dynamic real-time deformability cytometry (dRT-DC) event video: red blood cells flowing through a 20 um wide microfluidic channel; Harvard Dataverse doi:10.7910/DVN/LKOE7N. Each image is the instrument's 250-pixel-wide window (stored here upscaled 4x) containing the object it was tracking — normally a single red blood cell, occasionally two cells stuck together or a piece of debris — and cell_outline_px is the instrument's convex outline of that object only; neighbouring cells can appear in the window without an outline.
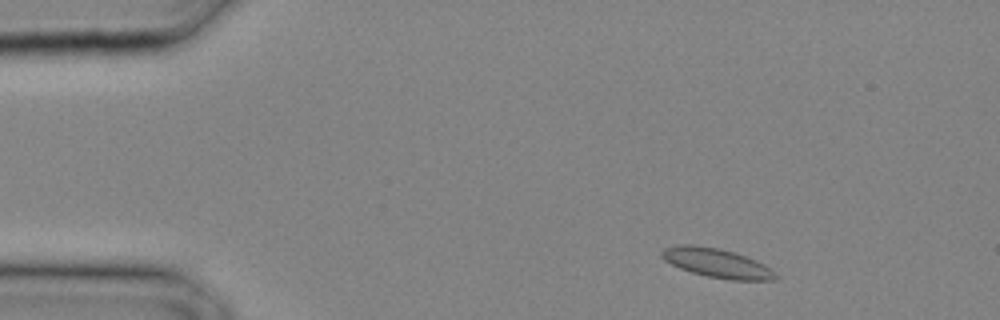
{"species": "common noctule bat (a hibernating species)", "species_latin": "Nyctalus noctula", "temperature_condition": "cold", "stored_images_in_passage": 27, "camera_frame_rate_fps": 3000, "um_per_image_px": 0.085, "animal": {"sex": "male", "body_mass_g": 20.4}, "frame": {"image": 1, "passage_image": 2, "time_ms": 0.333, "image_size_px": [1000, 320], "cell_outline_px": [[776, 280], [732, 280], [708, 276], [692, 272], [680, 268], [664, 260], [660, 256], [660, 252], [664, 248], [676, 244], [692, 244], [720, 248], [736, 252], [756, 260], [764, 264], [776, 272]], "centroid_in_image_um": [60.92, 22.33], "position_along_channel_um": 24.1, "area_um2": 19.48}}
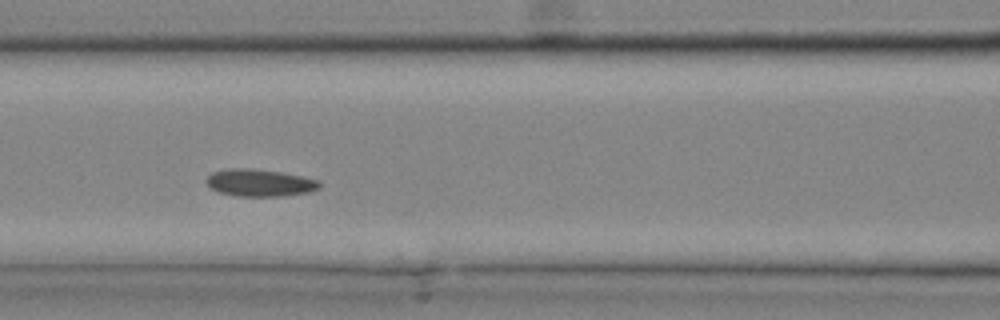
{"frame": {"image": 2, "passage_image": 11, "time_ms": 3.333, "image_size_px": [1000, 320], "cell_outline_px": [[320, 188], [308, 192], [280, 196], [236, 196], [220, 192], [212, 188], [204, 180], [212, 172], [228, 168], [252, 168], [284, 172], [304, 176], [320, 180]], "centroid_in_image_um": [22.1, 15.52], "position_along_channel_um": 144.5, "area_um2": 18.09}}
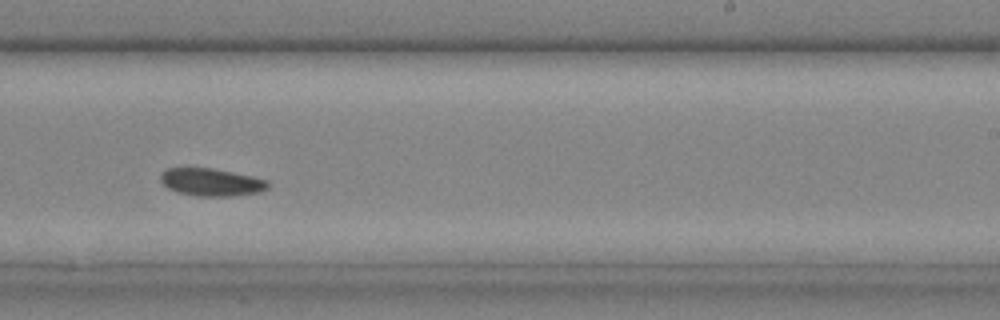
{"frame": {"image": 3, "passage_image": 17, "time_ms": 5.333, "image_size_px": [1000, 320], "cell_outline_px": [[268, 188], [260, 192], [232, 196], [196, 196], [176, 192], [168, 188], [160, 180], [160, 172], [168, 168], [212, 168], [232, 172], [268, 180]], "centroid_in_image_um": [17.93, 15.49], "position_along_channel_um": 271.1, "area_um2": 17.28}}